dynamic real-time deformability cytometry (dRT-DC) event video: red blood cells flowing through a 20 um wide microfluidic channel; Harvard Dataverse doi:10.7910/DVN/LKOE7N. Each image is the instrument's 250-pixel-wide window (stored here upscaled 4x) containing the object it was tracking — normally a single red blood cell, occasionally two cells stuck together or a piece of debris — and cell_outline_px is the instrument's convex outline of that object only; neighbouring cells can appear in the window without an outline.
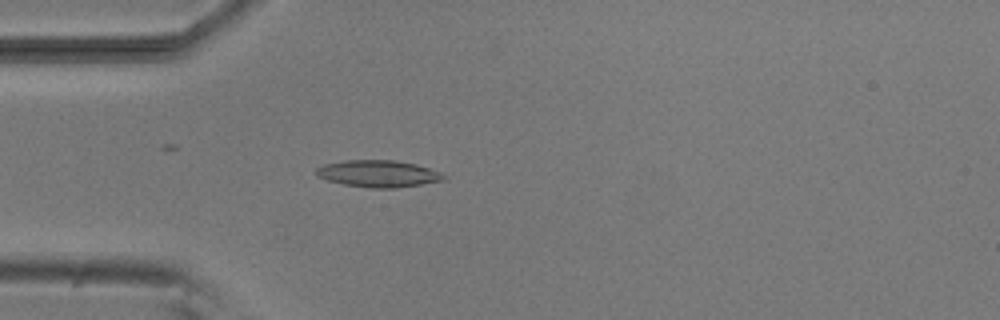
{"species": "common noctule bat (a hibernating species)", "species_latin": "Nyctalus noctula", "temperature_condition": "room temperature", "stored_images_in_passage": 5, "camera_frame_rate_fps": 3000, "um_per_image_px": 0.085, "animal": {"sex": "male", "body_mass_g": 20.5, "forearm_length_mm": 52.5}, "frame": {"image": 1, "passage_image": 5, "time_ms": 4.667, "image_size_px": [1000, 320], "cell_outline_px": [[448, 176], [444, 180], [396, 188], [372, 188], [344, 184], [328, 180], [316, 176], [316, 168], [324, 164], [344, 160], [396, 160], [416, 164], [440, 172]], "centroid_in_image_um": [32.15, 14.75], "position_along_channel_um": 52.8, "area_um2": 19.94}}